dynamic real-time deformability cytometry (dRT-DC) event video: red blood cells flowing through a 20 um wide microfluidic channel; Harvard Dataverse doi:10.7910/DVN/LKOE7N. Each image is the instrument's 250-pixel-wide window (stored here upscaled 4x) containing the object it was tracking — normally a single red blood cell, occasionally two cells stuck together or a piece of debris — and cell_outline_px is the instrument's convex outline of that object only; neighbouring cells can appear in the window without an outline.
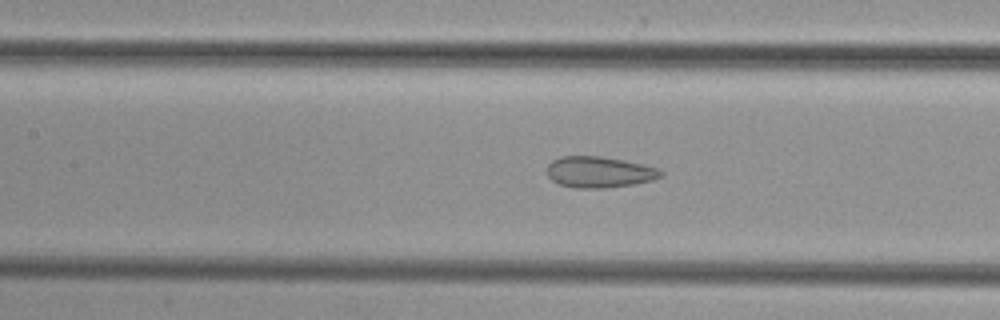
{"species": "common noctule bat (a hibernating species)", "species_latin": "Nyctalus noctula", "temperature_condition": "cold", "stored_images_in_passage": 50, "camera_frame_rate_fps": 3000, "um_per_image_px": 0.085, "animal": {"sex": "female", "body_mass_g": 29.2, "forearm_length_mm": 56.3}, "frame": {"image": 1, "passage_image": 23, "time_ms": 7.333, "image_size_px": [1000, 320], "cell_outline_px": [[664, 176], [652, 180], [636, 184], [604, 188], [576, 188], [560, 184], [552, 180], [548, 176], [548, 164], [552, 160], [560, 156], [600, 156], [624, 160], [660, 168], [664, 172]], "centroid_in_image_um": [50.98, 14.62], "position_along_channel_um": 156.4, "area_um2": 20.81}}
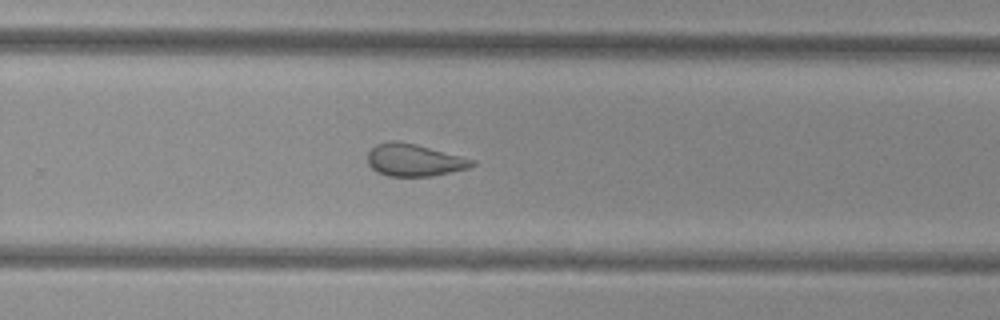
{"frame": {"image": 2, "passage_image": 33, "time_ms": 10.667, "image_size_px": [1000, 320], "cell_outline_px": [[476, 164], [468, 168], [432, 176], [388, 176], [376, 172], [368, 164], [368, 152], [376, 144], [392, 140], [396, 140], [416, 144], [476, 160]], "centroid_in_image_um": [35.19, 13.6], "position_along_channel_um": 294.6, "area_um2": 19.65}}
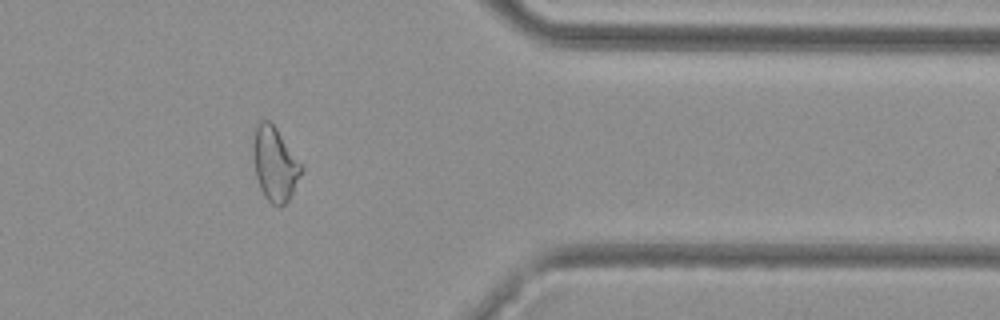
{"frame": {"image": 3, "passage_image": 41, "time_ms": 13.333, "image_size_px": [1000, 320], "cell_outline_px": [[304, 168], [288, 200], [280, 208], [272, 204], [264, 196], [260, 188], [256, 176], [252, 148], [252, 144], [256, 124], [260, 120], [268, 120], [276, 128], [304, 164]], "centroid_in_image_um": [23.37, 13.92], "position_along_channel_um": 388.0, "area_um2": 20.98}}